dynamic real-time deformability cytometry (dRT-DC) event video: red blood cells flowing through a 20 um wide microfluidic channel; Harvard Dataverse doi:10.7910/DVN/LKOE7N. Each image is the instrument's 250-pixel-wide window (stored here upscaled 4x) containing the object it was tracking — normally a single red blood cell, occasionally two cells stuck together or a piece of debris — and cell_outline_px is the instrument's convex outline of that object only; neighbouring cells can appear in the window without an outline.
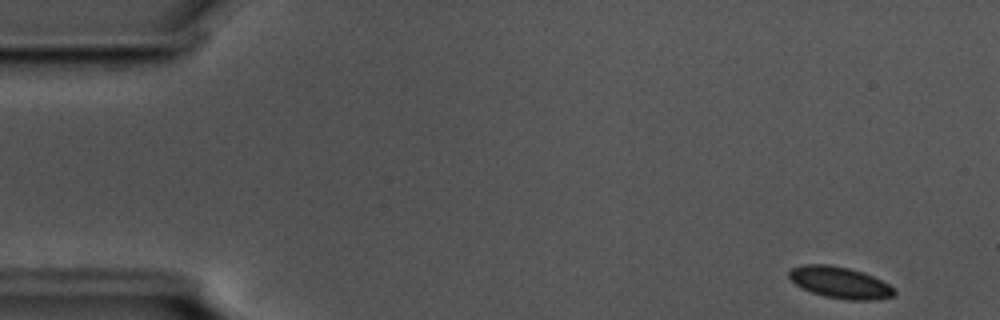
{"species": "common noctule bat (a hibernating species)", "species_latin": "Nyctalus noctula", "temperature_condition": "cold", "stored_images_in_passage": 54, "camera_frame_rate_fps": 3000, "um_per_image_px": 0.085, "animal": {"sex": "male", "body_mass_g": 17.5, "forearm_length_mm": 52.3}, "frame": {"image": 1, "passage_image": 1, "time_ms": 0.0, "image_size_px": [1000, 320], "cell_outline_px": [[896, 292], [892, 296], [876, 300], [848, 300], [824, 296], [812, 292], [796, 284], [788, 276], [788, 272], [792, 268], [804, 264], [828, 264], [848, 268], [864, 272], [896, 288]], "centroid_in_image_um": [71.42, 24.01], "position_along_channel_um": 13.6, "area_um2": 19.25}}
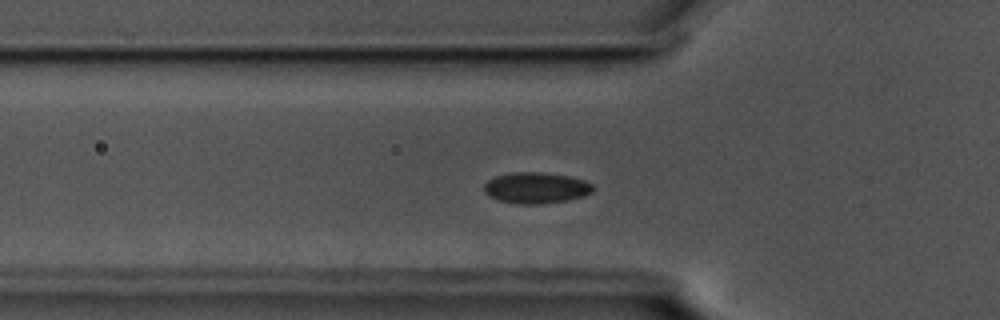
{"frame": {"image": 2, "passage_image": 16, "time_ms": 5.0, "image_size_px": [1000, 320], "cell_outline_px": [[592, 192], [584, 196], [568, 200], [540, 204], [520, 204], [500, 200], [488, 196], [484, 192], [484, 184], [488, 180], [496, 176], [512, 172], [540, 172], [568, 176], [584, 180], [592, 184]], "centroid_in_image_um": [45.55, 15.97], "position_along_channel_um": 80.3, "area_um2": 19.65}}
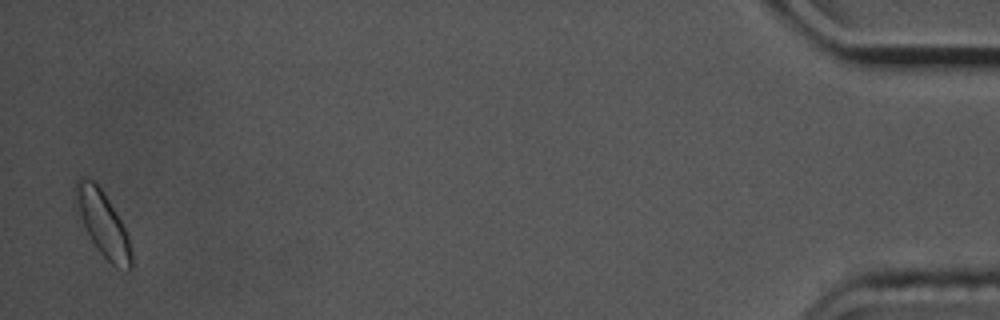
{"frame": {"image": 3, "passage_image": 53, "time_ms": 17.333, "image_size_px": [1000, 320], "cell_outline_px": [[132, 268], [128, 272], [116, 268], [96, 248], [76, 208], [76, 180], [80, 176], [88, 176], [104, 192], [120, 220], [128, 236], [132, 252]], "centroid_in_image_um": [8.77, 19.03], "position_along_channel_um": 426.4, "area_um2": 20.81}, "authors_computed_cell_mechanics": {"area_um2": 19.0451, "velocity_mm_per_s": 3.5431, "shape_relaxation_time_tau1_ms": null, "shape_relaxation_time_tau2_ms": 1.9567, "deformation_change_tau1": null, "deformation_change_tau2": 0.0492}}